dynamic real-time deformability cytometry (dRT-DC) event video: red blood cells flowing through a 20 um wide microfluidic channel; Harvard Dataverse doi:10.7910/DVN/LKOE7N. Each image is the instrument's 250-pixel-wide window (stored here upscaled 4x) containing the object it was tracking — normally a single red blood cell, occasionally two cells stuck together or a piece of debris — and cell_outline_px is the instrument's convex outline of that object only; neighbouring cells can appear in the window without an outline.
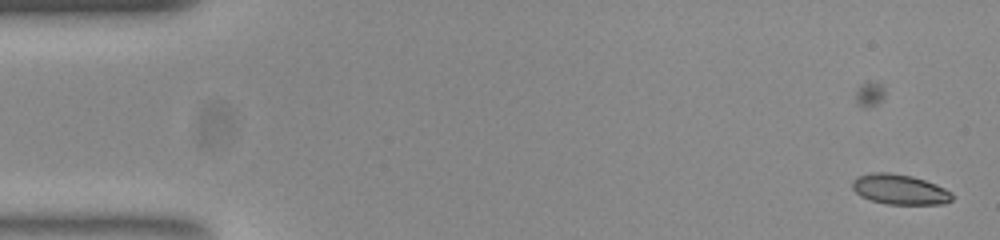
{"species": "common noctule bat (a hibernating species)", "species_latin": "Nyctalus noctula", "temperature_condition": "room temperature", "stored_images_in_passage": 50, "camera_frame_rate_fps": 3000, "um_per_image_px": 0.085, "animal": {"sex": "female", "body_mass_g": 23.0, "forearm_length_mm": 53.4}, "frame": {"image": 1, "passage_image": 1, "time_ms": 0.0, "image_size_px": [1000, 240], "cell_outline_px": [[952, 200], [944, 204], [888, 204], [872, 200], [860, 196], [852, 188], [852, 180], [856, 176], [872, 172], [888, 172], [912, 176], [936, 184], [952, 192]], "centroid_in_image_um": [76.46, 16.09], "position_along_channel_um": 8.5, "area_um2": 17.57}}
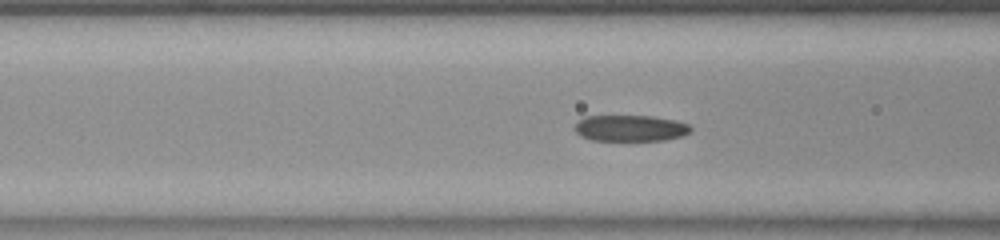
{"frame": {"image": 2, "passage_image": 20, "time_ms": 6.333, "image_size_px": [1000, 240], "cell_outline_px": [[692, 128], [684, 136], [664, 140], [592, 140], [580, 136], [576, 132], [576, 124], [584, 116], [652, 116], [676, 120], [688, 124]], "centroid_in_image_um": [53.6, 10.89], "position_along_channel_um": 113.0, "area_um2": 17.63}}
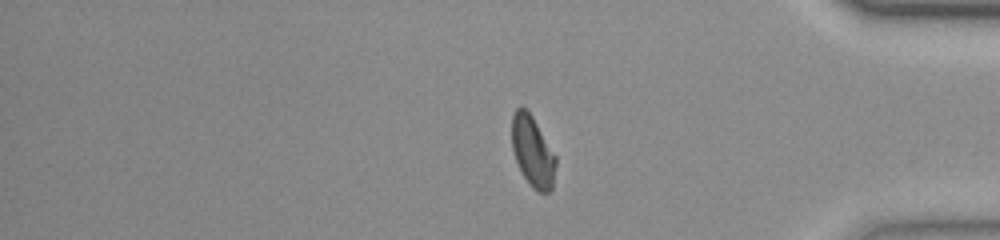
{"frame": {"image": 3, "passage_image": 44, "time_ms": 14.333, "image_size_px": [1000, 240], "cell_outline_px": [[556, 164], [552, 188], [548, 192], [540, 192], [532, 188], [524, 176], [516, 160], [512, 148], [512, 116], [516, 108], [520, 104], [532, 116], [556, 156]], "centroid_in_image_um": [45.27, 12.86], "position_along_channel_um": 389.9, "area_um2": 17.92}}